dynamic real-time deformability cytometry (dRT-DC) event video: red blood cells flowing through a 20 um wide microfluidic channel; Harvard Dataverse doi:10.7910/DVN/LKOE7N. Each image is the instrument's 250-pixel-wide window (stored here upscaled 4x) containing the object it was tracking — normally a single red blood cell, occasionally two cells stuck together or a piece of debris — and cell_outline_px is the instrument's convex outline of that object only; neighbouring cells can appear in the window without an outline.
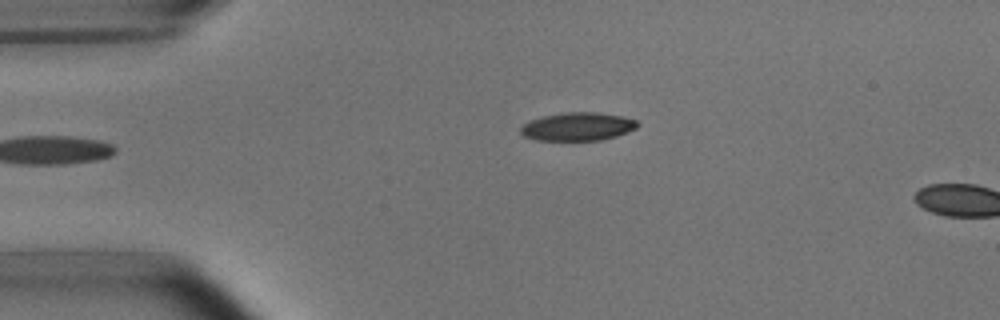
{"species": "common noctule bat (a hibernating species)", "species_latin": "Nyctalus noctula", "temperature_condition": "room temperature", "stored_images_in_passage": 4, "camera_frame_rate_fps": 3000, "um_per_image_px": 0.085, "animal": {"sex": "male", "body_mass_g": 15.6}, "frame": {"image": 1, "passage_image": 4, "time_ms": 3.667, "image_size_px": [1000, 320], "cell_outline_px": [[640, 124], [636, 128], [628, 132], [616, 136], [600, 140], [536, 140], [524, 136], [520, 132], [520, 128], [524, 124], [532, 120], [544, 116], [564, 112], [596, 112], [624, 116], [636, 120]], "centroid_in_image_um": [49.14, 10.75], "position_along_channel_um": 35.9, "area_um2": 19.19}}